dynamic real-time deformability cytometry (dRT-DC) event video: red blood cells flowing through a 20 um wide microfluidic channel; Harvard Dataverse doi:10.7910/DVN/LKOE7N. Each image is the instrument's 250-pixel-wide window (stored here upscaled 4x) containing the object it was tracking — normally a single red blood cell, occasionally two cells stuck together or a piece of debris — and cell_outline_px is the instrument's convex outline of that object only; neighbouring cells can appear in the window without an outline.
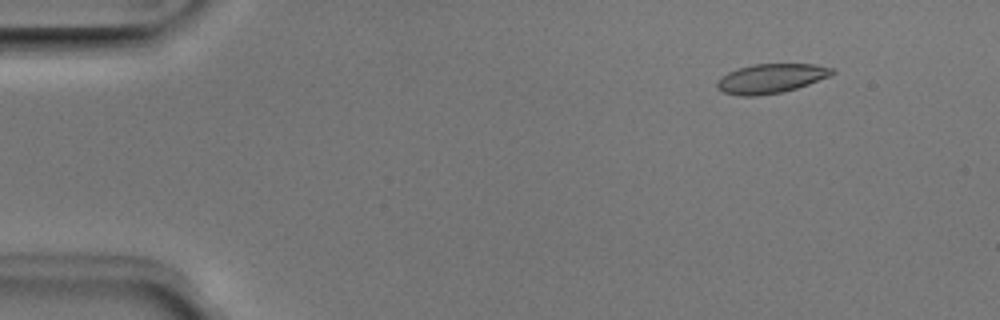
{"species": "Egyptian fruit bat (a non-hibernating species)", "species_latin": "Rousettus aegyptiacus", "temperature_condition": "room temperature", "stored_images_in_passage": 51, "camera_frame_rate_fps": 3000, "um_per_image_px": 0.085, "animal": {"sex": "male"}, "frame": {"image": 1, "passage_image": 6, "time_ms": 1.667, "image_size_px": [1000, 320], "cell_outline_px": [[836, 72], [832, 76], [796, 88], [780, 92], [756, 96], [740, 96], [724, 92], [716, 88], [716, 84], [728, 72], [752, 64], [816, 64], [832, 68]], "centroid_in_image_um": [65.57, 6.67], "position_along_channel_um": 19.4, "area_um2": 19.54}}
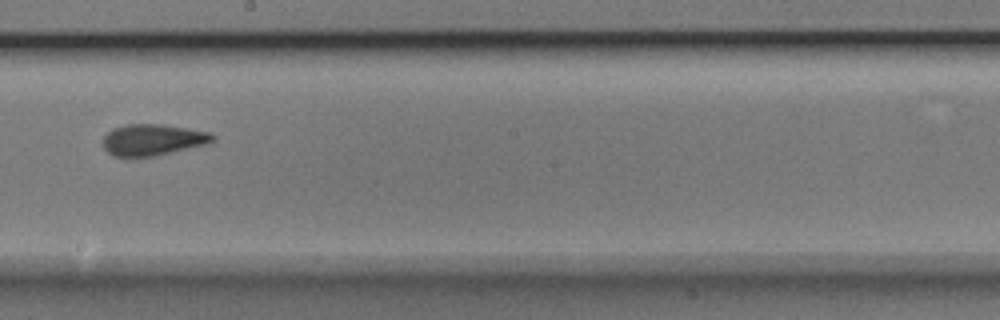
{"frame": {"image": 2, "passage_image": 29, "time_ms": 9.333, "image_size_px": [1000, 320], "cell_outline_px": [[216, 140], [212, 144], [156, 156], [112, 156], [104, 148], [104, 136], [112, 128], [124, 124], [164, 124], [212, 132], [216, 136]], "centroid_in_image_um": [13.09, 11.87], "position_along_channel_um": 235.1, "area_um2": 20.52}}
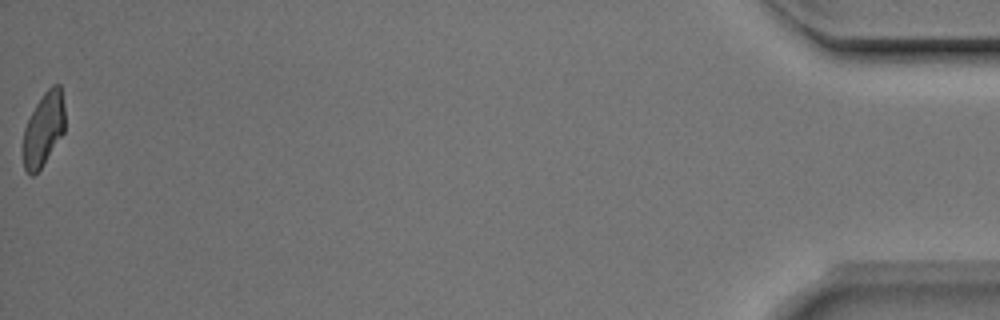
{"frame": {"image": 3, "passage_image": 51, "time_ms": 16.667, "image_size_px": [1000, 320], "cell_outline_px": [[64, 132], [40, 168], [32, 176], [24, 168], [24, 128], [36, 104], [44, 92], [52, 84], [60, 84], [64, 108]], "centroid_in_image_um": [3.71, 10.93], "position_along_channel_um": 431.5, "area_um2": 17.46}, "authors_computed_cell_mechanics": {"area_um2": 19.8832, "velocity_mm_per_s": 4.0125, "shape_relaxation_time_tau1_ms": 4.9804, "shape_relaxation_time_tau2_ms": 1.3775, "deformation_change_tau1": 0.1423, "deformation_change_tau2": 0.0912}}